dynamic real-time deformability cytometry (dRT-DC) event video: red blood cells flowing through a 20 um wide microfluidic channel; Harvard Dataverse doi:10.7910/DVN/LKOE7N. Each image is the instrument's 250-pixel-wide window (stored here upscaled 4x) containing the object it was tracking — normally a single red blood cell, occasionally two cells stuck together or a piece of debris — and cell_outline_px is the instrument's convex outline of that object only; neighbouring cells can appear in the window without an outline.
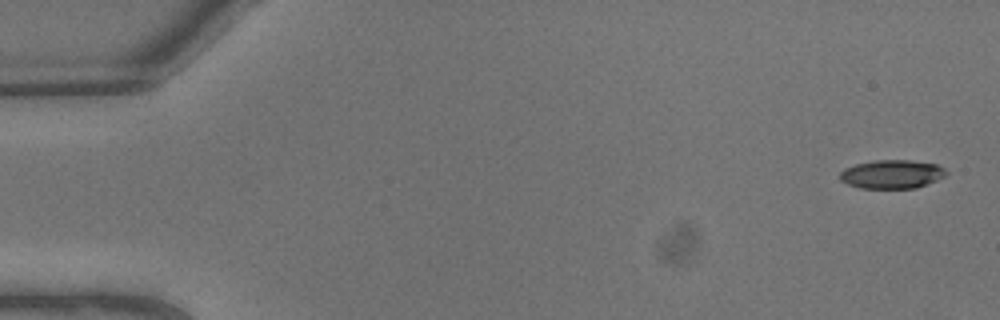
{"species": "common noctule bat (a hibernating species)", "species_latin": "Nyctalus noctula", "temperature_condition": "warm", "stored_images_in_passage": 8, "camera_frame_rate_fps": 3000, "um_per_image_px": 0.085, "animal": {"sex": "male", "body_mass_g": 13.3}, "frame": {"image": 1, "passage_image": 1, "time_ms": 0.0, "image_size_px": [1000, 320], "cell_outline_px": [[948, 172], [944, 176], [936, 180], [916, 188], [860, 188], [848, 184], [840, 180], [840, 172], [844, 168], [856, 164], [876, 160], [908, 160], [936, 164], [944, 168]], "centroid_in_image_um": [75.79, 14.8], "position_along_channel_um": 9.2, "area_um2": 17.63}}
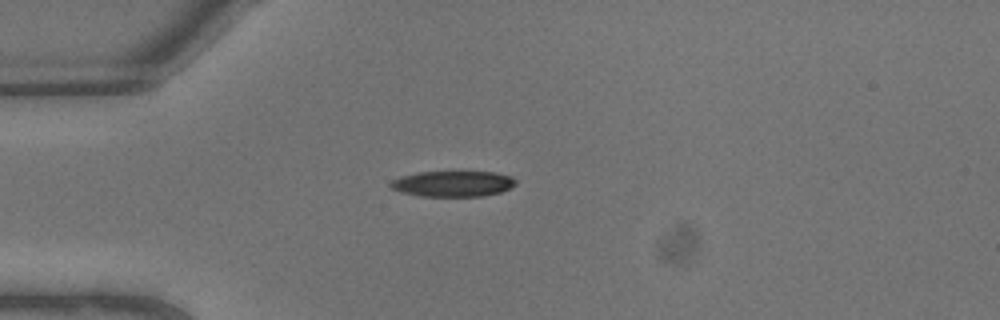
{"frame": {"image": 2, "passage_image": 6, "time_ms": 1.667, "image_size_px": [1000, 320], "cell_outline_px": [[516, 184], [512, 188], [500, 192], [484, 196], [420, 196], [400, 192], [392, 188], [388, 184], [392, 180], [400, 176], [416, 172], [492, 172], [512, 176], [516, 180]], "centroid_in_image_um": [38.49, 15.62], "position_along_channel_um": 46.5, "area_um2": 18.9}}
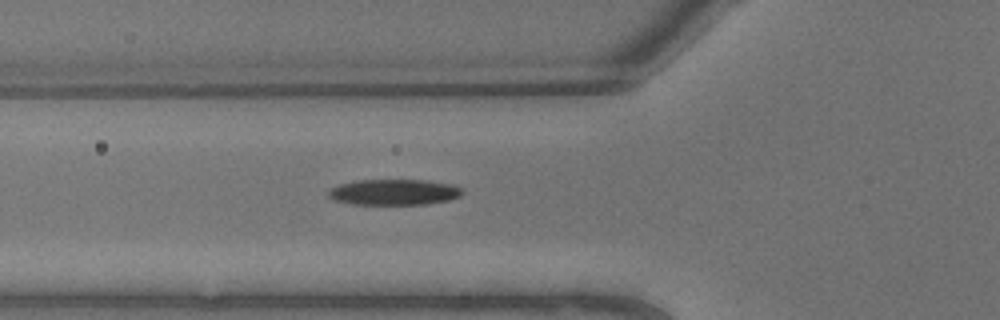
{"frame": {"image": 3, "passage_image": 8, "time_ms": 2.333, "image_size_px": [1000, 320], "cell_outline_px": [[464, 192], [460, 196], [448, 200], [428, 204], [352, 204], [336, 200], [328, 196], [328, 192], [332, 188], [340, 184], [356, 180], [428, 180], [452, 184], [460, 188]], "centroid_in_image_um": [33.52, 16.32], "position_along_channel_um": 92.3, "area_um2": 20.06}}